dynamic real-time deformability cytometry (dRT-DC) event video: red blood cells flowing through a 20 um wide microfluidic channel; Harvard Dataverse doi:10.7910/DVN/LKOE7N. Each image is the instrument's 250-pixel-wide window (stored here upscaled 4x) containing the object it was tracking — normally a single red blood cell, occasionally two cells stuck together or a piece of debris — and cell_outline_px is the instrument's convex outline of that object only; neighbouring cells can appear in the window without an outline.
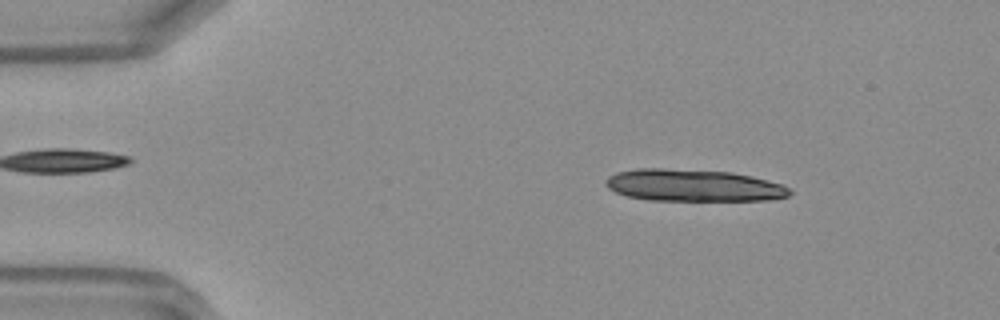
{"species": "Egyptian fruit bat (a non-hibernating species)", "species_latin": "Rousettus aegyptiacus", "temperature_condition": "warm", "stored_images_in_passage": 24, "camera_frame_rate_fps": 3000, "um_per_image_px": 0.085, "frame": {"image": 1, "passage_image": 6, "time_ms": 1.667, "image_size_px": [1000, 320], "cell_outline_px": [[792, 192], [788, 196], [768, 200], [648, 200], [628, 196], [616, 192], [608, 188], [604, 184], [604, 180], [608, 176], [616, 172], [636, 168], [664, 168], [732, 172], [752, 176], [784, 184]], "centroid_in_image_um": [58.91, 15.75], "position_along_channel_um": 26.1, "area_um2": 34.51}}
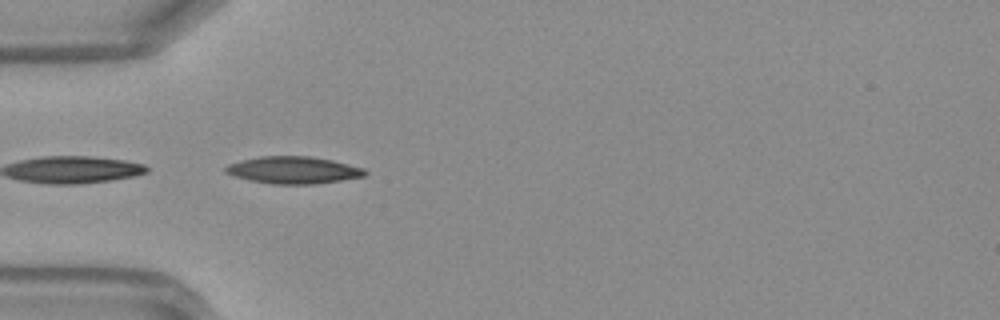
{"frame": {"image": 2, "passage_image": 14, "time_ms": 4.333, "image_size_px": [1000, 320], "cell_outline_px": [[368, 172], [364, 176], [340, 180], [312, 184], [272, 184], [232, 176], [224, 172], [224, 168], [228, 164], [260, 156], [312, 156], [332, 160], [364, 168]], "centroid_in_image_um": [24.92, 14.45], "position_along_channel_um": 60.1, "area_um2": 21.91}}
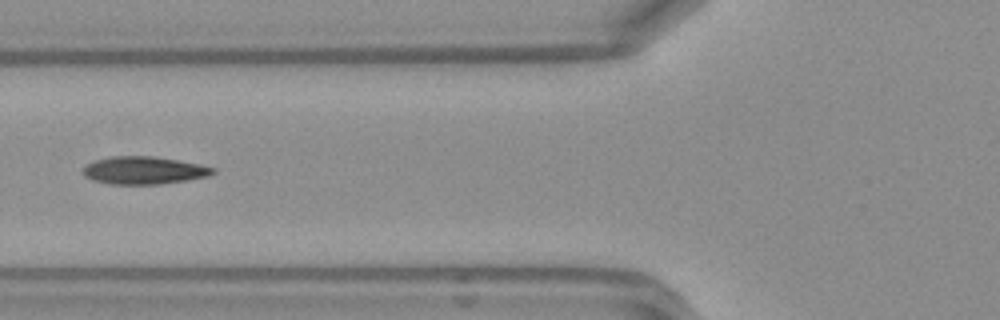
{"frame": {"image": 3, "passage_image": 18, "time_ms": 5.667, "image_size_px": [1000, 320], "cell_outline_px": [[216, 172], [208, 176], [160, 184], [112, 184], [92, 180], [84, 176], [84, 168], [88, 164], [96, 160], [112, 156], [152, 156], [200, 164], [216, 168]], "centroid_in_image_um": [12.25, 14.48], "position_along_channel_um": 113.6, "area_um2": 20.69}}